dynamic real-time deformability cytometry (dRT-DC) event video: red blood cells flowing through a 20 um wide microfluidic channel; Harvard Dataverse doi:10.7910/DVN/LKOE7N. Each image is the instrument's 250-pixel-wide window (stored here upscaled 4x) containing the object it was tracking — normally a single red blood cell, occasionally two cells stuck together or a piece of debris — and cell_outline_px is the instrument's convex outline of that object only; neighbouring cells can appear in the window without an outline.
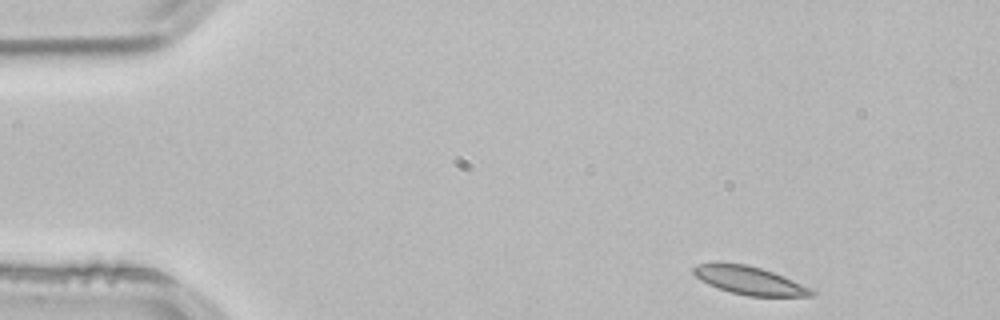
{"species": "common noctule bat (a hibernating species)", "species_latin": "Nyctalus noctula", "temperature_condition": "room temperature", "stored_images_in_passage": 48, "camera_frame_rate_fps": 3000, "um_per_image_px": 0.085, "animal": {"sex": "male", "body_mass_g": 21.5, "forearm_length_mm": 52.0}, "frame": {"image": 1, "passage_image": 1, "time_ms": 0.0, "image_size_px": [1000, 320], "cell_outline_px": [[816, 296], [748, 296], [732, 292], [708, 284], [700, 280], [692, 272], [692, 268], [700, 264], [748, 264], [784, 276], [816, 292]], "centroid_in_image_um": [63.72, 23.85], "position_along_channel_um": 21.3, "area_um2": 18.79}}
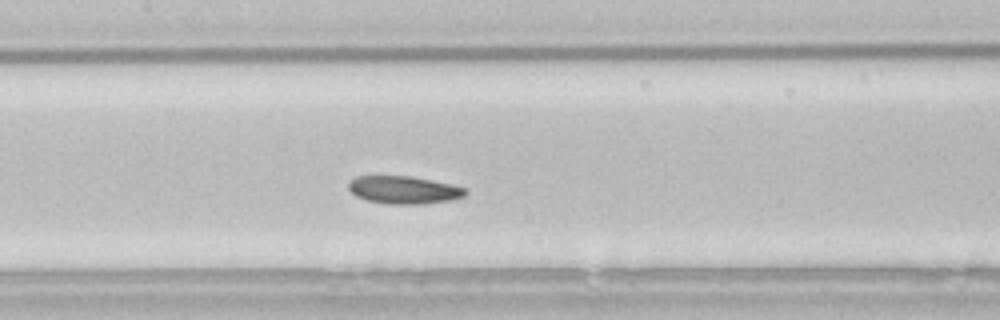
{"frame": {"image": 2, "passage_image": 20, "time_ms": 6.333, "image_size_px": [1000, 320], "cell_outline_px": [[468, 192], [464, 196], [448, 200], [424, 204], [388, 204], [368, 200], [356, 196], [348, 188], [348, 184], [356, 176], [412, 176], [452, 184], [468, 188]], "centroid_in_image_um": [34.36, 16.14], "position_along_channel_um": 173.0, "area_um2": 18.9}}
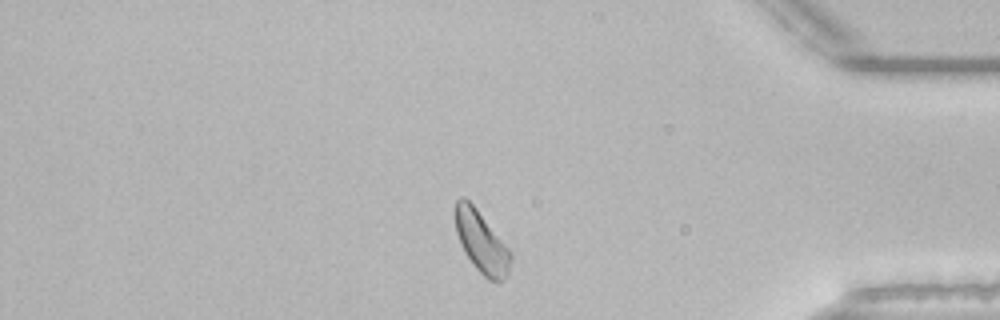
{"frame": {"image": 3, "passage_image": 40, "time_ms": 13.0, "image_size_px": [1000, 320], "cell_outline_px": [[512, 260], [508, 276], [500, 284], [488, 280], [472, 264], [460, 244], [456, 232], [456, 200], [460, 196], [464, 196], [476, 208], [512, 252]], "centroid_in_image_um": [40.96, 20.63], "position_along_channel_um": 394.2, "area_um2": 20.0}, "authors_computed_cell_mechanics": {"area_um2": 19.4786, "velocity_mm_per_s": 3.7747, "shape_relaxation_time_tau1_ms": 2.3074, "shape_relaxation_time_tau2_ms": 3.7819, "deformation_change_tau1": 0.0841, "deformation_change_tau2": 0.0832}}